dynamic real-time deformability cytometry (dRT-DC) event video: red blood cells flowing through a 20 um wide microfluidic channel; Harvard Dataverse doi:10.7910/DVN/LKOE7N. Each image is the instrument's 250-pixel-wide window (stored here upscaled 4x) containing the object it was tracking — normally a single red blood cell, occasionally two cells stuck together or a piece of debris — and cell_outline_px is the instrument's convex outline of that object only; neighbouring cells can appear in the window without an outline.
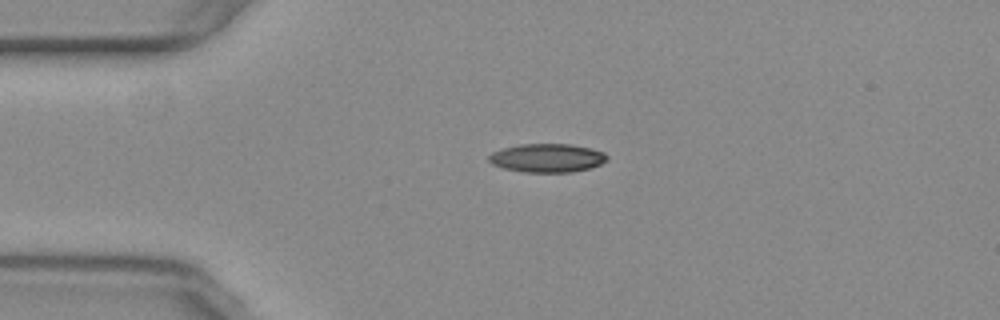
{"species": "common noctule bat (a hibernating species)", "species_latin": "Nyctalus noctula", "temperature_condition": "warm", "stored_images_in_passage": 28, "camera_frame_rate_fps": 3000, "um_per_image_px": 0.085, "animal": {"sex": "female", "body_mass_g": 29.2, "forearm_length_mm": 56.3}, "frame": {"image": 1, "passage_image": 1, "time_ms": 0.0, "image_size_px": [1000, 320], "cell_outline_px": [[608, 160], [600, 164], [588, 168], [572, 172], [524, 172], [504, 168], [492, 164], [488, 160], [488, 156], [492, 152], [504, 148], [520, 144], [568, 144], [588, 148], [604, 152], [608, 156]], "centroid_in_image_um": [46.5, 13.43], "position_along_channel_um": 38.5, "area_um2": 19.54}}
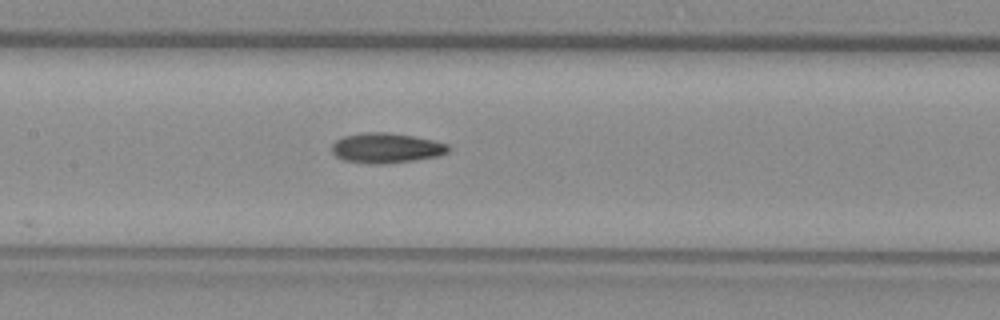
{"frame": {"image": 2, "passage_image": 14, "time_ms": 4.333, "image_size_px": [1000, 320], "cell_outline_px": [[452, 148], [448, 152], [440, 156], [384, 164], [368, 164], [344, 160], [336, 156], [332, 152], [332, 144], [336, 140], [344, 136], [368, 132], [384, 132], [412, 136], [432, 140], [448, 144]], "centroid_in_image_um": [32.84, 12.59], "position_along_channel_um": 174.6, "area_um2": 20.35}}
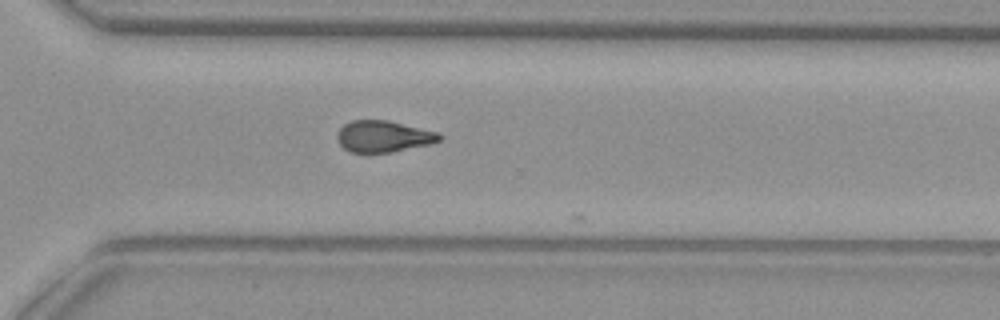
{"frame": {"image": 3, "passage_image": 27, "time_ms": 8.667, "image_size_px": [1000, 320], "cell_outline_px": [[444, 136], [440, 140], [432, 144], [392, 152], [352, 152], [344, 148], [340, 144], [336, 136], [340, 128], [344, 124], [352, 120], [388, 120], [440, 132]], "centroid_in_image_um": [32.64, 11.58], "position_along_channel_um": 338.0, "area_um2": 18.9}}